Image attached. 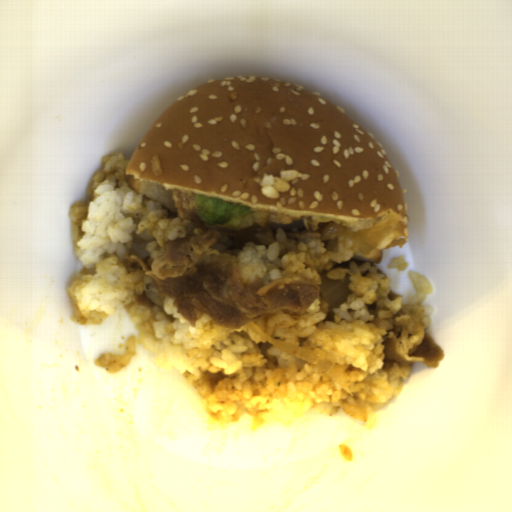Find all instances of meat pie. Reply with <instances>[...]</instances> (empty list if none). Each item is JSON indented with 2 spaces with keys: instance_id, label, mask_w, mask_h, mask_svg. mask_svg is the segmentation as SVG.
<instances>
[{
  "instance_id": "2",
  "label": "meat pie",
  "mask_w": 512,
  "mask_h": 512,
  "mask_svg": "<svg viewBox=\"0 0 512 512\" xmlns=\"http://www.w3.org/2000/svg\"><path fill=\"white\" fill-rule=\"evenodd\" d=\"M197 193H185L180 189H173L172 200L177 217L190 219L191 210H195L194 195Z\"/></svg>"
},
{
  "instance_id": "3",
  "label": "meat pie",
  "mask_w": 512,
  "mask_h": 512,
  "mask_svg": "<svg viewBox=\"0 0 512 512\" xmlns=\"http://www.w3.org/2000/svg\"><path fill=\"white\" fill-rule=\"evenodd\" d=\"M204 226H206L207 228H214L217 232H221V233L228 234V235H233L234 232L241 231L235 227H229V226H223V225H209V224L204 223Z\"/></svg>"
},
{
  "instance_id": "1",
  "label": "meat pie",
  "mask_w": 512,
  "mask_h": 512,
  "mask_svg": "<svg viewBox=\"0 0 512 512\" xmlns=\"http://www.w3.org/2000/svg\"><path fill=\"white\" fill-rule=\"evenodd\" d=\"M295 220H303L306 229L316 230L318 229V225L320 223H337L343 226H348V223H343L337 219L326 218L321 216H306V217H292L280 213L270 212V211H259V216L256 220L255 224H258L262 227H266L268 222H276L280 224H288Z\"/></svg>"
}]
</instances>
